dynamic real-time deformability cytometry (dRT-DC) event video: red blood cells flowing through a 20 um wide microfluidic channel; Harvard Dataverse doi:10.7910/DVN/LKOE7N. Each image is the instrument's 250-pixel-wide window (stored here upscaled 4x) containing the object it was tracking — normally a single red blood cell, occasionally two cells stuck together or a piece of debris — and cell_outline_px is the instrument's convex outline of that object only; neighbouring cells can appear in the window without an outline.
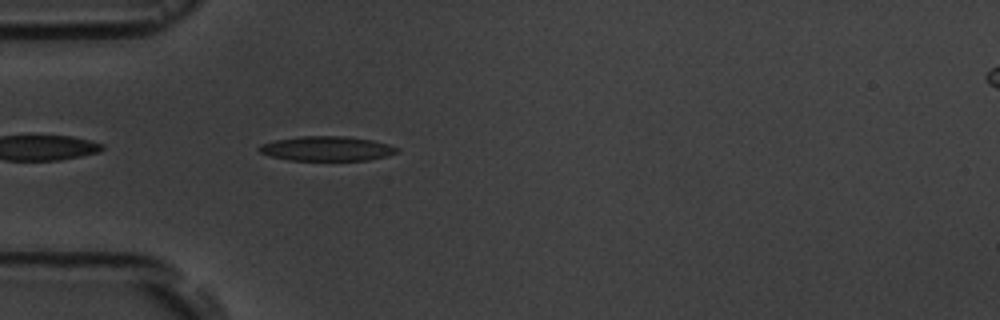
{"species": "common noctule bat (a hibernating species)", "species_latin": "Nyctalus noctula", "temperature_condition": "room temperature", "stored_images_in_passage": 4, "camera_frame_rate_fps": 3000, "um_per_image_px": 0.085, "animal": {"sex": "male", "body_mass_g": 19.5, "forearm_length_mm": 54.6}, "frame": {"image": 1, "passage_image": 4, "time_ms": 3.333, "image_size_px": [1000, 320], "cell_outline_px": [[400, 152], [388, 156], [368, 160], [288, 160], [272, 156], [260, 152], [256, 148], [260, 144], [276, 140], [300, 136], [344, 136], [372, 140], [388, 144], [400, 148]], "centroid_in_image_um": [27.81, 12.63], "position_along_channel_um": 57.2, "area_um2": 19.83}}